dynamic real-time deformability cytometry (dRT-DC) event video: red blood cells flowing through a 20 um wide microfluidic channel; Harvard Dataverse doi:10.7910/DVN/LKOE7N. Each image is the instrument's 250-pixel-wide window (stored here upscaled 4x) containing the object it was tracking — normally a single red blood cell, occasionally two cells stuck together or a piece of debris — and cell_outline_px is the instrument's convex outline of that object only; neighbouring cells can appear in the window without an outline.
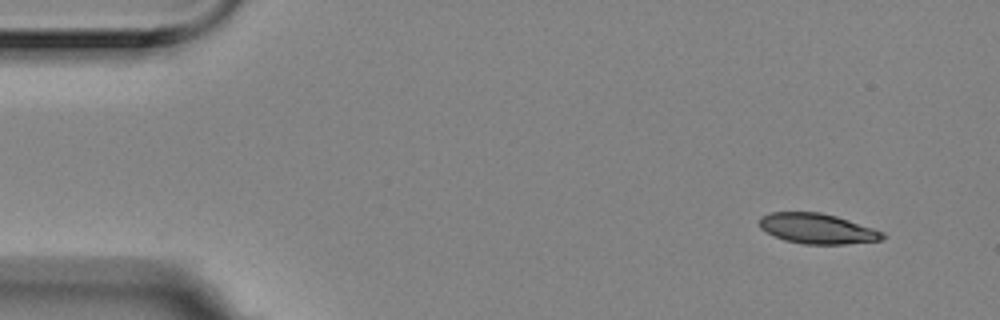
{"species": "Egyptian fruit bat (a non-hibernating species)", "species_latin": "Rousettus aegyptiacus", "temperature_condition": "room temperature", "stored_images_in_passage": 2, "camera_frame_rate_fps": 3000, "um_per_image_px": 0.085, "animal": {"sex": "female"}, "frame": {"image": 1, "passage_image": 2, "time_ms": 0.333, "image_size_px": [1000, 320], "cell_outline_px": [[888, 236], [884, 240], [844, 244], [804, 244], [784, 240], [760, 228], [760, 216], [772, 212], [820, 212], [836, 216], [884, 232]], "centroid_in_image_um": [69.5, 19.44], "position_along_channel_um": 15.5, "area_um2": 21.62}}